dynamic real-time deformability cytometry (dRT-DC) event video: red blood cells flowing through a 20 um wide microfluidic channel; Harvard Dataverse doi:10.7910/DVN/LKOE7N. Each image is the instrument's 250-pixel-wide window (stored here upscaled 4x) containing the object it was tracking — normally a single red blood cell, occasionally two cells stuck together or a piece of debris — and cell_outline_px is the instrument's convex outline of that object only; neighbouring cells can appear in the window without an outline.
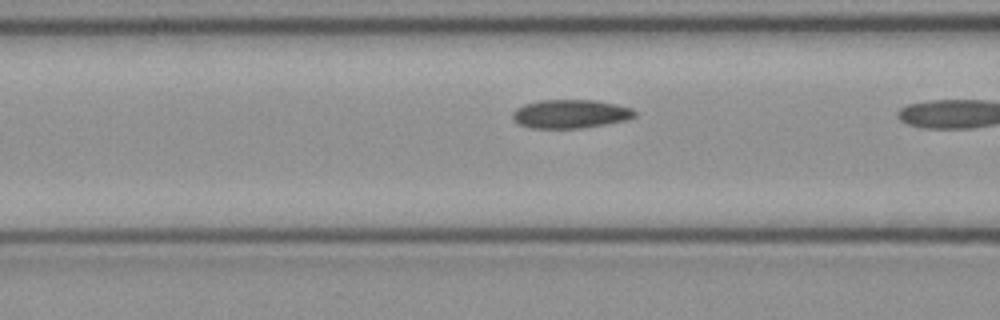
{"species": "common noctule bat (a hibernating species)", "species_latin": "Nyctalus noctula", "temperature_condition": "cold", "stored_images_in_passage": 16, "camera_frame_rate_fps": 3000, "um_per_image_px": 0.085, "animal": {"sex": "female", "body_mass_g": 21.9}, "frame": {"image": 1, "passage_image": 15, "time_ms": 4.667, "image_size_px": [1000, 320], "cell_outline_px": [[636, 116], [628, 120], [584, 128], [532, 128], [520, 124], [512, 120], [512, 112], [516, 108], [524, 104], [540, 100], [596, 100], [616, 104], [632, 108], [636, 112]], "centroid_in_image_um": [48.5, 9.68], "position_along_channel_um": 118.1, "area_um2": 20.58}}